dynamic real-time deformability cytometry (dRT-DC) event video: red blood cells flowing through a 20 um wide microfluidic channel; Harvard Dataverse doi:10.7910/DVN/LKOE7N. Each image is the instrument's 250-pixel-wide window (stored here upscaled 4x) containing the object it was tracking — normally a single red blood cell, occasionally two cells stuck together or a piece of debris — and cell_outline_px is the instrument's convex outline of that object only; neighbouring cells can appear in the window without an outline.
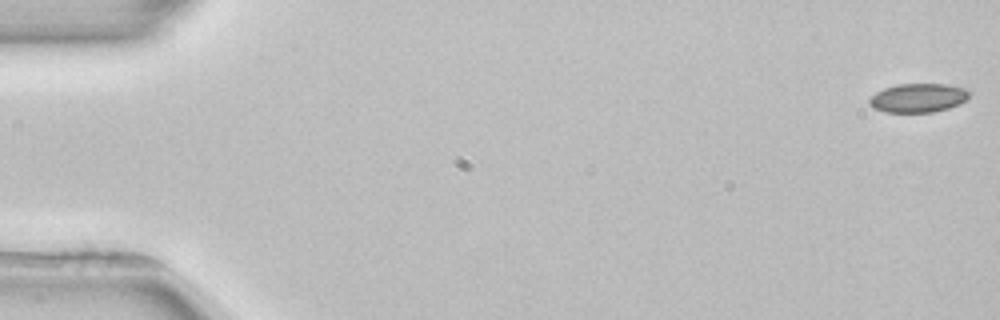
{"species": "common noctule bat (a hibernating species)", "species_latin": "Nyctalus noctula", "temperature_condition": "room temperature", "stored_images_in_passage": 5, "segment_of_instrument_passage": [2, 2], "camera_frame_rate_fps": 3000, "um_per_image_px": 0.085, "animal": {"sex": "female", "body_mass_g": 22.7, "forearm_length_mm": 54.2}, "frame": {"image": 1, "passage_image": 5, "time_ms": 5.333, "image_size_px": [1000, 320], "cell_outline_px": [[972, 92], [968, 100], [960, 104], [948, 108], [932, 112], [884, 112], [872, 108], [868, 104], [868, 100], [876, 92], [884, 88], [896, 84], [944, 84], [964, 88]], "centroid_in_image_um": [78.05, 8.32], "position_along_channel_um": 7.0, "area_um2": 17.05}}